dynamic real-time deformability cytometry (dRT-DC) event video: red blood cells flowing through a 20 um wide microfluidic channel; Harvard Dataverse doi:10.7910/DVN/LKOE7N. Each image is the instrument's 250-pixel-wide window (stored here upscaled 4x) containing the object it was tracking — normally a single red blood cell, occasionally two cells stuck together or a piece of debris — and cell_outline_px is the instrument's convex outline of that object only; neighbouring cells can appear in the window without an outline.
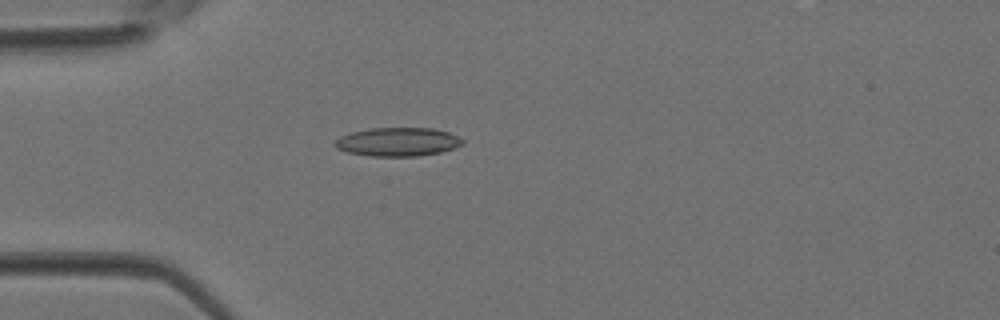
{"species": "Egyptian fruit bat (a non-hibernating species)", "species_latin": "Rousettus aegyptiacus", "temperature_condition": "room temperature", "stored_images_in_passage": 1, "camera_frame_rate_fps": 3000, "um_per_image_px": 0.085, "animal": {"sex": "female"}, "frame": {"image": 1, "passage_image": 1, "time_ms": 0.0, "image_size_px": [1000, 320], "cell_outline_px": [[464, 144], [440, 152], [416, 156], [372, 156], [348, 152], [336, 148], [332, 144], [340, 136], [352, 132], [372, 128], [432, 128], [448, 132], [460, 136], [464, 140]], "centroid_in_image_um": [33.82, 12.05], "position_along_channel_um": 51.2, "area_um2": 21.27}}